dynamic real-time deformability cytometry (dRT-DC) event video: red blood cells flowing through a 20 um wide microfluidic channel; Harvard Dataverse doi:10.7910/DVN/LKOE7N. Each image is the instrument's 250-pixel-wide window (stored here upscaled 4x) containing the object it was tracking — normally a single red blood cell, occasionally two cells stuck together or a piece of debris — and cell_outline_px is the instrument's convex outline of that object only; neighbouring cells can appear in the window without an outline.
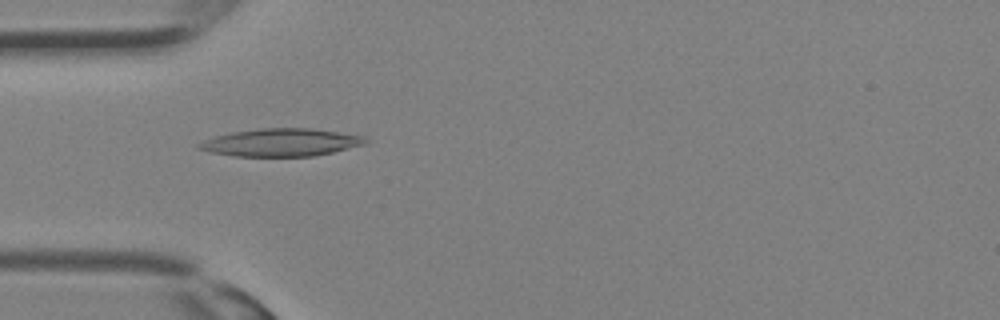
{"species": "Egyptian fruit bat (a non-hibernating species)", "species_latin": "Rousettus aegyptiacus", "temperature_condition": "room temperature", "stored_images_in_passage": 12, "camera_frame_rate_fps": 3000, "um_per_image_px": 0.085, "animal": {"sex": "female"}, "frame": {"image": 1, "passage_image": 10, "time_ms": 3.0, "image_size_px": [1000, 320], "cell_outline_px": [[368, 144], [332, 152], [312, 156], [232, 156], [212, 152], [196, 148], [196, 144], [216, 136], [232, 132], [260, 128], [312, 128], [364, 136], [368, 140]], "centroid_in_image_um": [23.91, 12.1], "position_along_channel_um": 61.1, "area_um2": 26.82}}
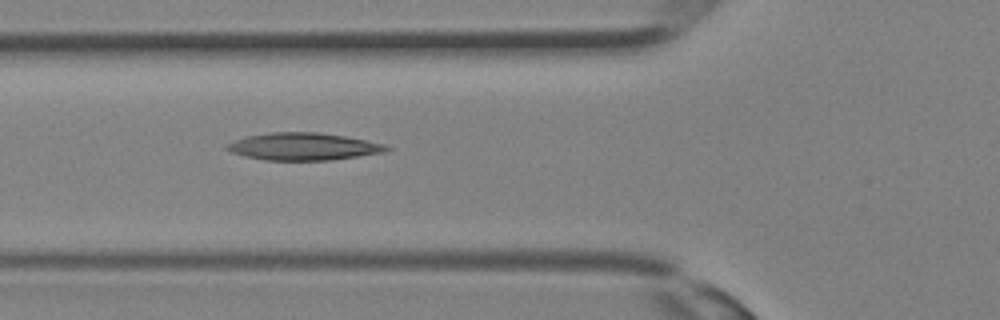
{"frame": {"image": 2, "passage_image": 12, "time_ms": 3.667, "image_size_px": [1000, 320], "cell_outline_px": [[392, 148], [384, 152], [332, 160], [264, 160], [244, 156], [232, 152], [224, 148], [228, 144], [244, 136], [272, 132], [316, 132], [344, 136], [384, 144]], "centroid_in_image_um": [25.76, 12.45], "position_along_channel_um": 100.0, "area_um2": 25.26}}